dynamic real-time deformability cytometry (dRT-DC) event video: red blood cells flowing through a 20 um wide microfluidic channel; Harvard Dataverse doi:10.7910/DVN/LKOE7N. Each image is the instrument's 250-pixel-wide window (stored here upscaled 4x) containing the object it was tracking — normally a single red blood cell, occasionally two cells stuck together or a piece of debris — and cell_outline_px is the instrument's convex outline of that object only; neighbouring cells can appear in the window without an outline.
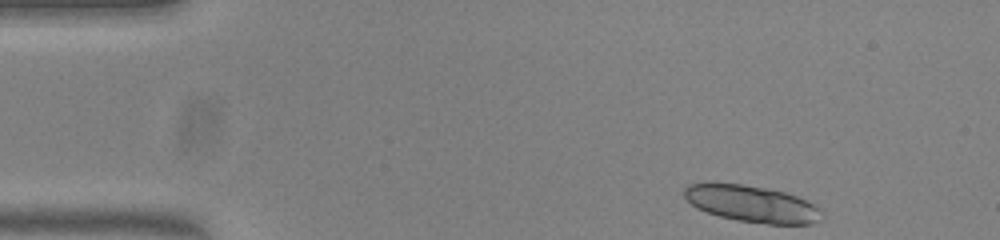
{"species": "common noctule bat (a hibernating species)", "species_latin": "Nyctalus noctula", "temperature_condition": "warm", "stored_images_in_passage": 9, "camera_frame_rate_fps": 3000, "um_per_image_px": 0.085, "animal": {"sex": "female", "body_mass_g": 23.0, "forearm_length_mm": 53.4}, "frame": {"image": 1, "passage_image": 1, "time_ms": 0.0, "image_size_px": [1000, 240], "cell_outline_px": [[824, 216], [820, 220], [812, 224], [768, 224], [740, 220], [720, 216], [696, 208], [684, 196], [684, 188], [688, 184], [740, 184], [764, 188], [784, 192], [796, 196], [812, 204]], "centroid_in_image_um": [63.91, 17.34], "position_along_channel_um": 21.1, "area_um2": 28.67}}